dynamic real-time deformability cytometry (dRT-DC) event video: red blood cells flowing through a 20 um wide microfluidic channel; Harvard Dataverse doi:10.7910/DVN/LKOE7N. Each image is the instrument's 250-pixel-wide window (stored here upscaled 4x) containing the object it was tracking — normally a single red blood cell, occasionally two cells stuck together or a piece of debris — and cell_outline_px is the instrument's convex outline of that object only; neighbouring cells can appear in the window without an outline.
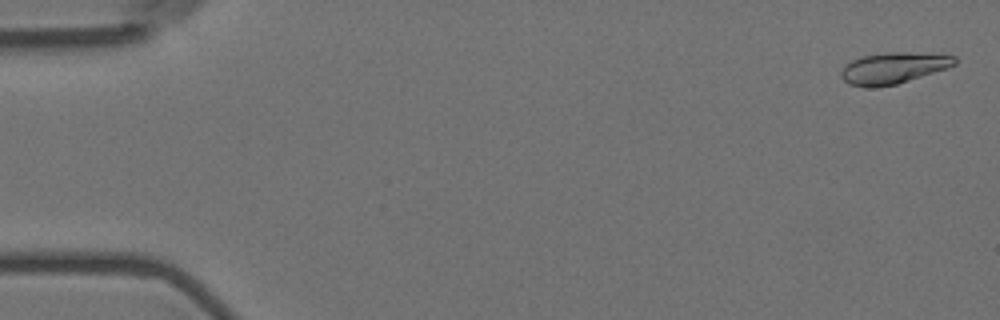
{"species": "Egyptian fruit bat (a non-hibernating species)", "species_latin": "Rousettus aegyptiacus", "temperature_condition": "room temperature", "stored_images_in_passage": 57, "camera_frame_rate_fps": 3000, "um_per_image_px": 0.085, "animal": {"sex": "female"}, "frame": {"image": 1, "passage_image": 2, "time_ms": 0.333, "image_size_px": [1000, 320], "cell_outline_px": [[956, 64], [948, 68], [896, 84], [848, 84], [840, 76], [840, 72], [844, 64], [852, 60], [864, 56], [888, 52], [908, 52], [956, 56]], "centroid_in_image_um": [75.96, 5.74], "position_along_channel_um": 9.0, "area_um2": 19.94}}
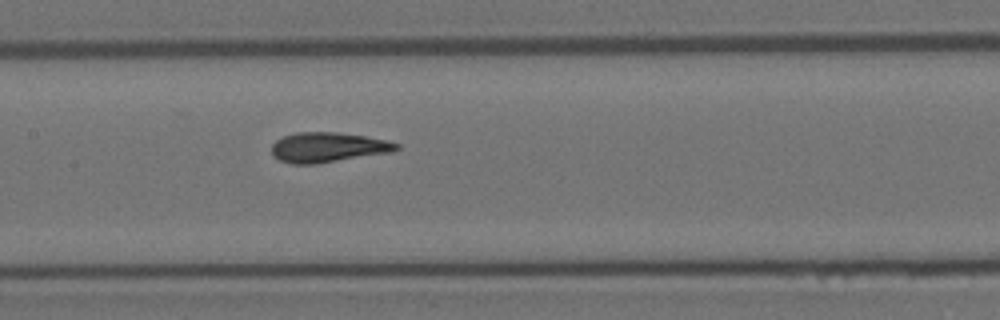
{"frame": {"image": 2, "passage_image": 28, "time_ms": 9.0, "image_size_px": [1000, 320], "cell_outline_px": [[400, 148], [392, 152], [316, 164], [292, 164], [280, 160], [272, 156], [272, 144], [276, 140], [284, 136], [296, 132], [336, 132], [364, 136], [388, 140], [400, 144]], "centroid_in_image_um": [27.88, 12.52], "position_along_channel_um": 179.5, "area_um2": 21.85}}
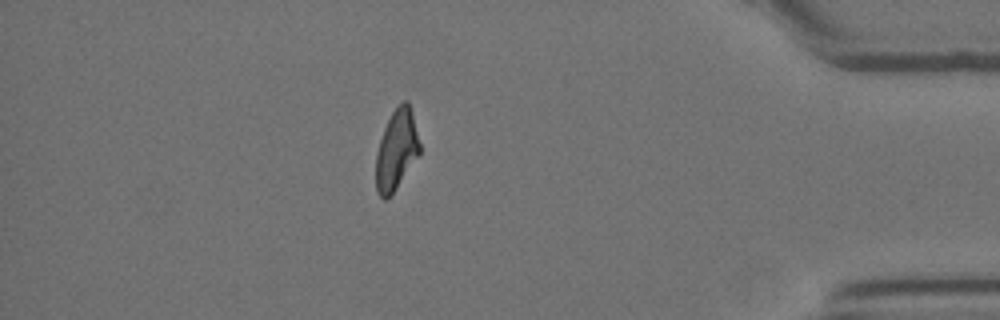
{"frame": {"image": 3, "passage_image": 50, "time_ms": 16.333, "image_size_px": [1000, 320], "cell_outline_px": [[420, 152], [396, 188], [384, 200], [376, 192], [376, 152], [384, 128], [392, 112], [404, 100], [408, 100], [412, 112], [420, 144]], "centroid_in_image_um": [33.69, 12.72], "position_along_channel_um": 401.5, "area_um2": 20.06}, "authors_computed_cell_mechanics": {"area_um2": 21.0392, "velocity_mm_per_s": 3.5723, "shape_relaxation_time_tau1_ms": 5.9998, "shape_relaxation_time_tau2_ms": 1.0866, "deformation_change_tau1": 0.2035, "deformation_change_tau2": 0.0862}}